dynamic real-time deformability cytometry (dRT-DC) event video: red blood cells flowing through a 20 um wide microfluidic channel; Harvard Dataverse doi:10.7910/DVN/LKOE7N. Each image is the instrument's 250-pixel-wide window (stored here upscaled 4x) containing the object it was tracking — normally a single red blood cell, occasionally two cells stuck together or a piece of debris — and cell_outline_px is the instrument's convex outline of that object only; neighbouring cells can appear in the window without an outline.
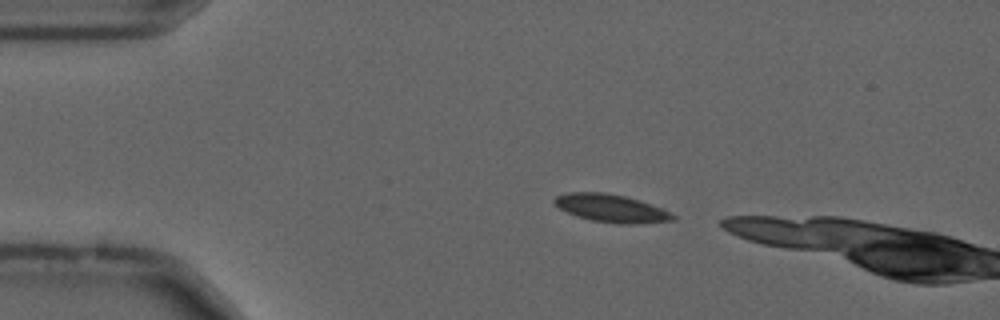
{"species": "common noctule bat (a hibernating species)", "species_latin": "Nyctalus noctula", "temperature_condition": "cold", "stored_images_in_passage": 6, "camera_frame_rate_fps": 3000, "um_per_image_px": 0.085, "animal": {"sex": "male", "forearm_length_mm": 52.5}, "frame": {"image": 1, "passage_image": 3, "time_ms": 0.667, "image_size_px": [1000, 320], "cell_outline_px": [[676, 220], [644, 224], [616, 224], [592, 220], [576, 216], [552, 204], [552, 200], [556, 196], [568, 192], [604, 192], [624, 196], [660, 208], [676, 216]], "centroid_in_image_um": [51.92, 17.72], "position_along_channel_um": 33.1, "area_um2": 19.19}}